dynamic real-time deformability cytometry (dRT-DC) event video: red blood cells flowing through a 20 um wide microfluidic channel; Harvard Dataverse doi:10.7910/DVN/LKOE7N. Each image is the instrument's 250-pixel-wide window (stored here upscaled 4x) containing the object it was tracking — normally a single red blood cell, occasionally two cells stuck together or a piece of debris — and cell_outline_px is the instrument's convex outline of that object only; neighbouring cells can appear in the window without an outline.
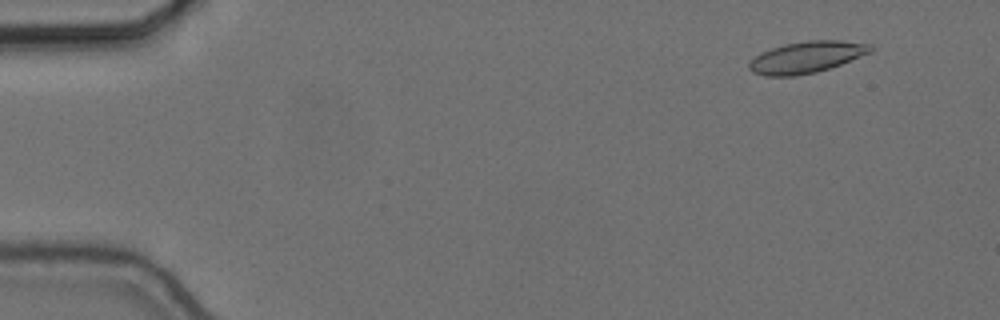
{"species": "common noctule bat (a hibernating species)", "species_latin": "Nyctalus noctula", "temperature_condition": "cold", "stored_images_in_passage": 56, "camera_frame_rate_fps": 3000, "um_per_image_px": 0.085, "animal": {"sex": "female", "body_mass_g": 24.6, "forearm_length_mm": 56.2}, "frame": {"image": 1, "passage_image": 5, "time_ms": 1.333, "image_size_px": [1000, 320], "cell_outline_px": [[872, 52], [840, 64], [816, 72], [796, 76], [764, 76], [752, 72], [748, 68], [748, 64], [756, 56], [772, 48], [784, 44], [808, 40], [840, 40], [872, 44]], "centroid_in_image_um": [68.56, 4.86], "position_along_channel_um": 16.4, "area_um2": 22.2}}
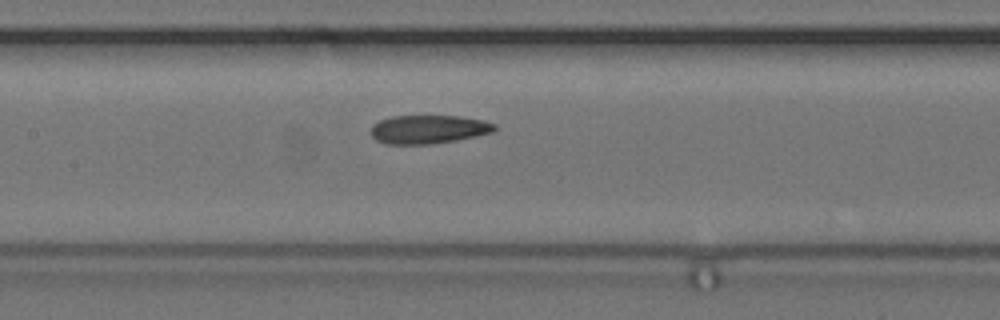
{"frame": {"image": 2, "passage_image": 27, "time_ms": 8.667, "image_size_px": [1000, 320], "cell_outline_px": [[496, 128], [492, 132], [476, 136], [456, 140], [432, 144], [384, 144], [376, 140], [372, 136], [372, 124], [380, 120], [392, 116], [460, 116], [484, 120], [496, 124]], "centroid_in_image_um": [36.42, 10.99], "position_along_channel_um": 171.0, "area_um2": 20.63}}
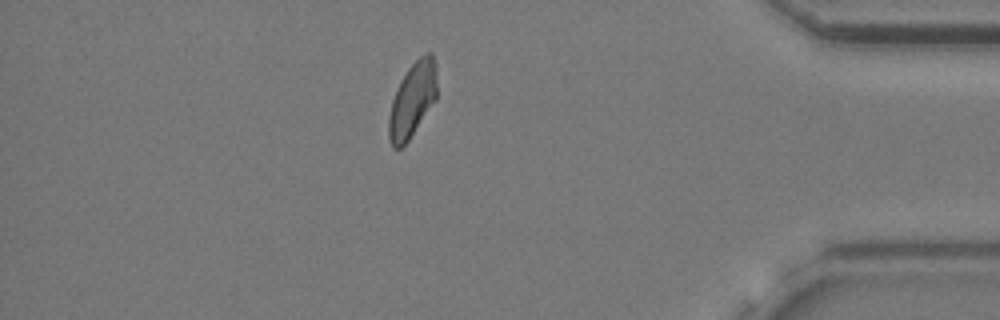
{"frame": {"image": 3, "passage_image": 49, "time_ms": 16.0, "image_size_px": [1000, 320], "cell_outline_px": [[436, 100], [408, 140], [400, 148], [392, 148], [388, 140], [388, 116], [392, 100], [400, 80], [408, 68], [420, 56], [428, 52], [432, 52], [436, 64]], "centroid_in_image_um": [35.04, 8.49], "position_along_channel_um": 400.2, "area_um2": 21.04}, "authors_computed_cell_mechanics": {"area_um2": 21.1837, "velocity_mm_per_s": 3.6344, "shape_relaxation_time_tau1_ms": null, "shape_relaxation_time_tau2_ms": 2.5806, "deformation_change_tau1": null, "deformation_change_tau2": 0.0791}}